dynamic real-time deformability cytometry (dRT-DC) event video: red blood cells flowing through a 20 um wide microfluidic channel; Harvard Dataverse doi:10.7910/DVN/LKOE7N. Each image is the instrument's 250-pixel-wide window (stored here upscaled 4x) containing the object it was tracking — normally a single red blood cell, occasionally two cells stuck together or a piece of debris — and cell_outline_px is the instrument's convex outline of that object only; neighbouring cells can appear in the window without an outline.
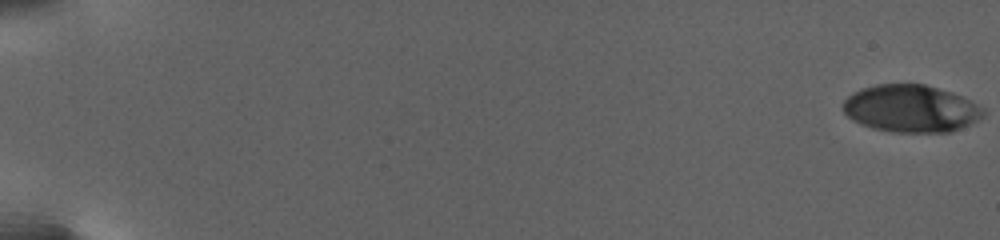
{"species": "human", "species_latin": "Homo sapiens", "temperature_condition": "warm", "stored_images_in_passage": 31, "camera_frame_rate_fps": 3000, "um_per_image_px": 0.085, "donor": {"sex": "female"}, "frame": {"image": 1, "passage_image": 1, "time_ms": 0.0, "image_size_px": [1000, 240], "cell_outline_px": [[984, 116], [968, 124], [948, 132], [892, 132], [872, 128], [860, 124], [848, 116], [844, 112], [844, 100], [848, 96], [860, 88], [876, 84], [924, 84], [952, 92], [984, 108]], "centroid_in_image_um": [77.4, 9.22], "position_along_channel_um": 7.6, "area_um2": 38.38}}
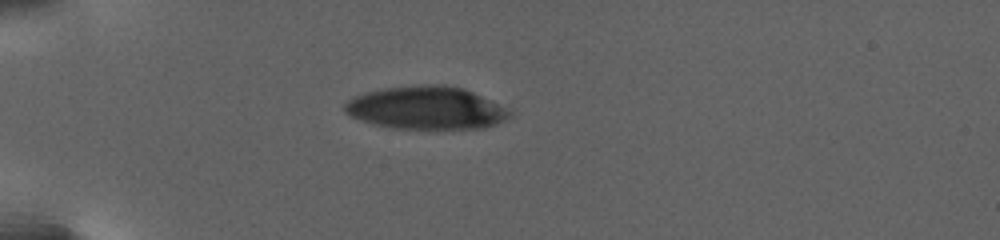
{"frame": {"image": 2, "passage_image": 25, "time_ms": 8.0, "image_size_px": [1000, 240], "cell_outline_px": [[512, 116], [496, 124], [480, 128], [396, 128], [376, 124], [352, 116], [344, 108], [344, 104], [348, 100], [356, 96], [368, 92], [388, 88], [424, 84], [444, 84], [464, 88], [512, 112]], "centroid_in_image_um": [36.25, 9.16], "position_along_channel_um": 48.7, "area_um2": 40.23}}